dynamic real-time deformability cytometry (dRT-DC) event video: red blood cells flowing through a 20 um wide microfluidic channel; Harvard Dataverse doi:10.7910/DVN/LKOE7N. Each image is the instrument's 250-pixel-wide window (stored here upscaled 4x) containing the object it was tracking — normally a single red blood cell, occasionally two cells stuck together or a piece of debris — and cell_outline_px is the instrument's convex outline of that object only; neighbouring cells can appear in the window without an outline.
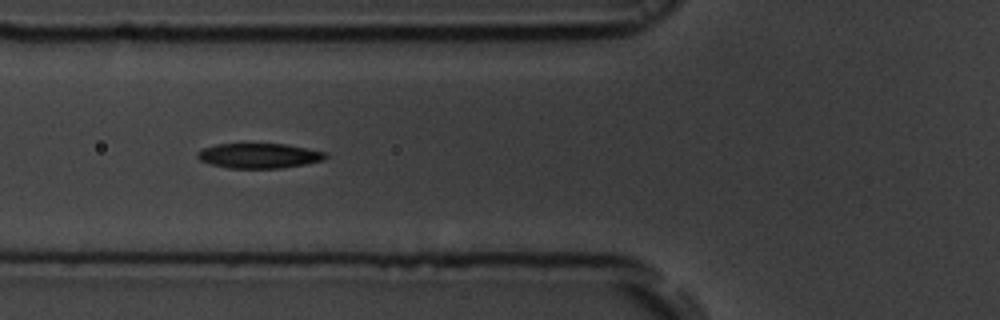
{"species": "common noctule bat (a hibernating species)", "species_latin": "Nyctalus noctula", "temperature_condition": "room temperature", "stored_images_in_passage": 38, "camera_frame_rate_fps": 3000, "um_per_image_px": 0.085, "animal": {"sex": "male", "body_mass_g": 19.5, "forearm_length_mm": 54.6}, "frame": {"image": 1, "passage_image": 6, "time_ms": 1.667, "image_size_px": [1000, 320], "cell_outline_px": [[328, 156], [324, 160], [304, 164], [280, 168], [228, 168], [212, 164], [200, 160], [196, 156], [196, 152], [204, 148], [216, 144], [284, 144], [308, 148], [328, 152]], "centroid_in_image_um": [22.04, 13.23], "position_along_channel_um": 103.8, "area_um2": 18.61}}
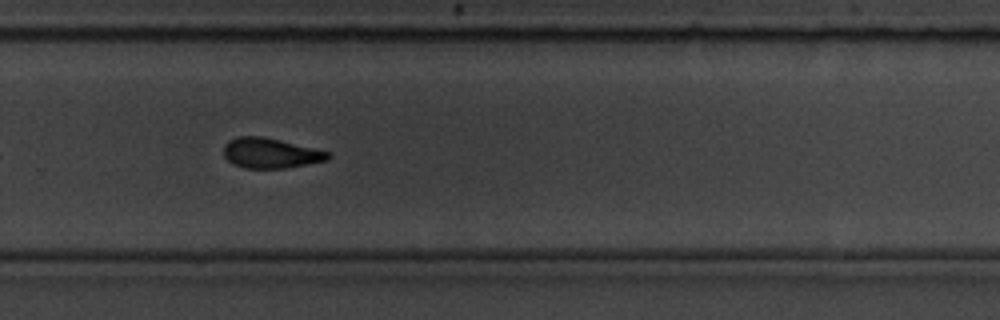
{"frame": {"image": 2, "passage_image": 22, "time_ms": 7.0, "image_size_px": [1000, 320], "cell_outline_px": [[332, 156], [328, 160], [288, 168], [244, 168], [232, 164], [224, 156], [224, 144], [228, 140], [236, 136], [264, 136], [332, 152]], "centroid_in_image_um": [23.01, 13.01], "position_along_channel_um": 306.8, "area_um2": 18.67}}
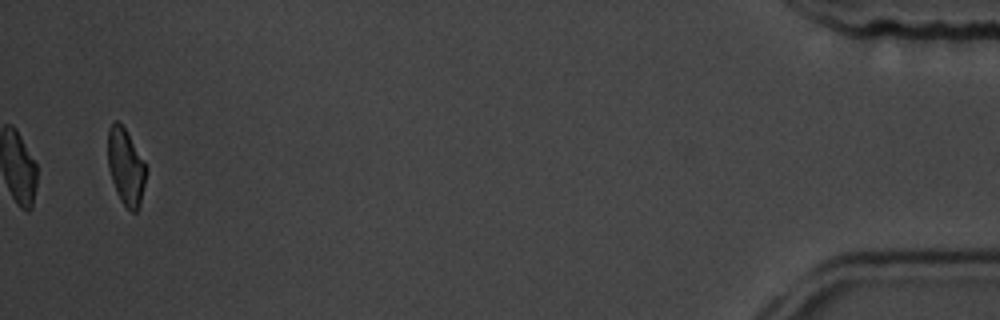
{"frame": {"image": 3, "passage_image": 38, "time_ms": 12.333, "image_size_px": [1000, 320], "cell_outline_px": [[148, 168], [140, 204], [136, 212], [132, 212], [120, 200], [116, 192], [108, 168], [108, 128], [116, 120], [124, 128], [144, 160]], "centroid_in_image_um": [10.7, 14.2], "position_along_channel_um": 424.5, "area_um2": 16.94}, "authors_computed_cell_mechanics": {"area_um2": 18.9584, "velocity_mm_per_s": 3.8166, "shape_relaxation_time_tau1_ms": 3.1399, "shape_relaxation_time_tau2_ms": 4.4929, "deformation_change_tau1": 0.1313, "deformation_change_tau2": 0.1127}}